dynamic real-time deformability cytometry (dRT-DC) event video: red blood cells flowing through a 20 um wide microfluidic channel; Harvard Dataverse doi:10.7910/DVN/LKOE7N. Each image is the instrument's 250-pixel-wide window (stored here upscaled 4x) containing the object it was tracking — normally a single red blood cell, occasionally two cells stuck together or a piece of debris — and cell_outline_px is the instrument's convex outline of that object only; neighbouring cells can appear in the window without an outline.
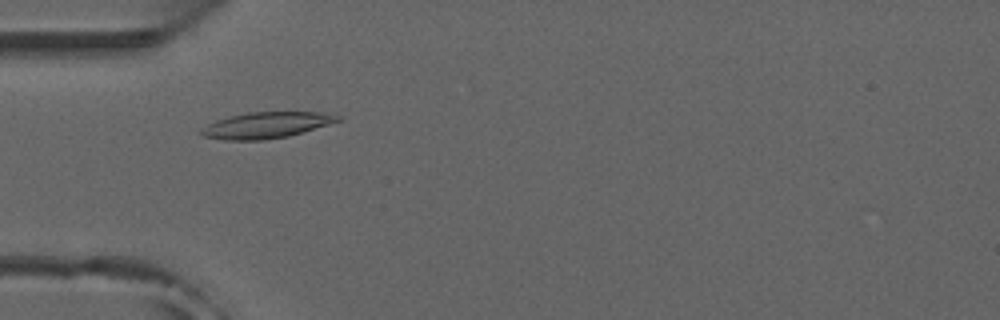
{"species": "common noctule bat (a hibernating species)", "species_latin": "Nyctalus noctula", "temperature_condition": "room temperature", "stored_images_in_passage": 45, "camera_frame_rate_fps": 3000, "um_per_image_px": 0.085, "animal": {"sex": "male", "forearm_length_mm": 52.5}, "frame": {"image": 1, "passage_image": 15, "time_ms": 4.667, "image_size_px": [1000, 320], "cell_outline_px": [[344, 116], [340, 120], [328, 124], [288, 136], [260, 140], [224, 140], [204, 136], [196, 132], [200, 128], [216, 120], [248, 112], [324, 112]], "centroid_in_image_um": [22.6, 10.63], "position_along_channel_um": 62.4, "area_um2": 20.69}}
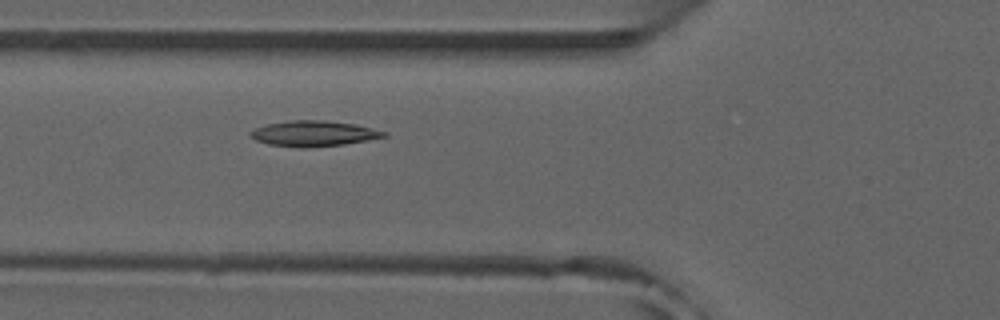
{"frame": {"image": 2, "passage_image": 18, "time_ms": 5.667, "image_size_px": [1000, 320], "cell_outline_px": [[388, 136], [344, 144], [308, 148], [268, 144], [256, 140], [248, 136], [248, 132], [256, 128], [268, 124], [292, 120], [324, 120], [356, 124], [388, 132]], "centroid_in_image_um": [26.67, 11.35], "position_along_channel_um": 99.1, "area_um2": 19.83}}
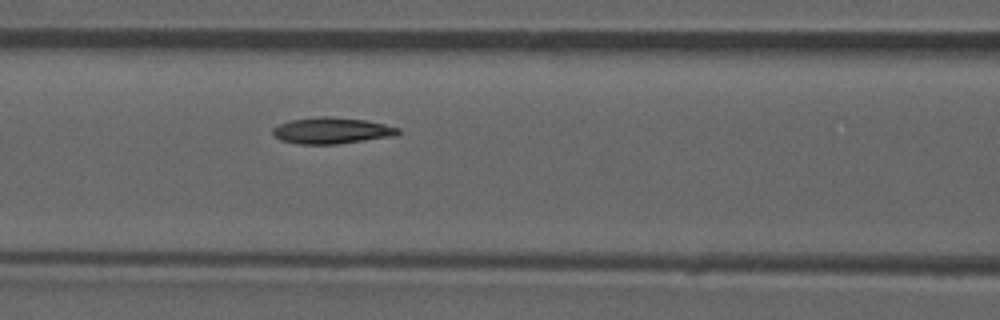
{"frame": {"image": 3, "passage_image": 21, "time_ms": 6.667, "image_size_px": [1000, 320], "cell_outline_px": [[400, 132], [396, 136], [336, 144], [300, 144], [280, 140], [272, 132], [272, 128], [280, 124], [292, 120], [320, 116], [328, 116], [364, 120], [384, 124], [400, 128]], "centroid_in_image_um": [28.22, 11.1], "position_along_channel_um": 138.4, "area_um2": 19.07}, "authors_computed_cell_mechanics": {"area_um2": 19.0162, "velocity_mm_per_s": 3.9004, "shape_relaxation_time_tau1_ms": null, "shape_relaxation_time_tau2_ms": 2.4569, "deformation_change_tau1": null, "deformation_change_tau2": 0.0657}}